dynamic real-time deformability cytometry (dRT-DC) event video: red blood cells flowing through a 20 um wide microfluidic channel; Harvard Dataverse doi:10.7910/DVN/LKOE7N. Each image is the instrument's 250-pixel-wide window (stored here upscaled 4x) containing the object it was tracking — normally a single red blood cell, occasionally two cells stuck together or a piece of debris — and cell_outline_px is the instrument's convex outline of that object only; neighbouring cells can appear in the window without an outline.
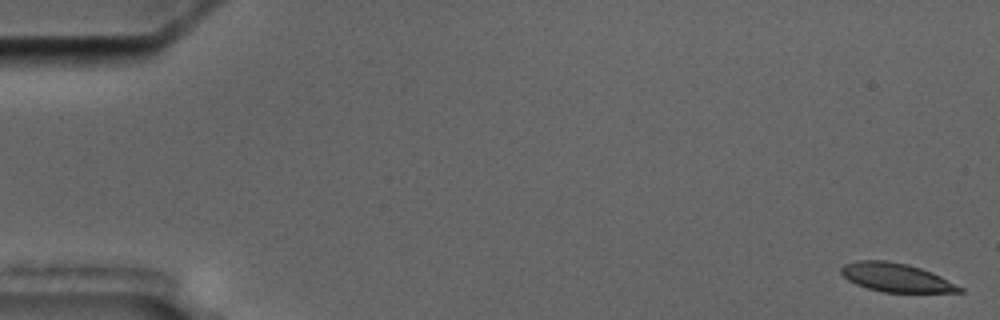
{"species": "common noctule bat (a hibernating species)", "species_latin": "Nyctalus noctula", "temperature_condition": "cold", "stored_images_in_passage": 5, "camera_frame_rate_fps": 3000, "um_per_image_px": 0.085, "animal": {"sex": "male", "body_mass_g": 17.5, "forearm_length_mm": 52.3}, "frame": {"image": 1, "passage_image": 1, "time_ms": 0.0, "image_size_px": [1000, 320], "cell_outline_px": [[964, 292], [884, 292], [868, 288], [856, 284], [848, 280], [840, 272], [840, 268], [844, 264], [856, 260], [888, 260], [908, 264], [932, 272], [964, 288]], "centroid_in_image_um": [76.16, 23.58], "position_along_channel_um": 8.8, "area_um2": 19.77}}
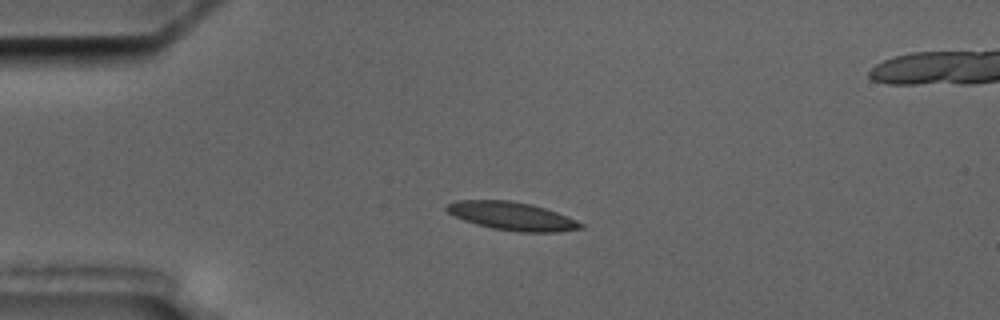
{"frame": {"image": 2, "passage_image": 3, "time_ms": 4.333, "image_size_px": [1000, 320], "cell_outline_px": [[584, 228], [556, 232], [516, 232], [492, 228], [476, 224], [464, 220], [448, 212], [444, 208], [448, 204], [456, 200], [508, 200], [532, 204], [556, 212], [576, 220], [584, 224]], "centroid_in_image_um": [43.52, 18.37], "position_along_channel_um": 41.5, "area_um2": 21.96}}